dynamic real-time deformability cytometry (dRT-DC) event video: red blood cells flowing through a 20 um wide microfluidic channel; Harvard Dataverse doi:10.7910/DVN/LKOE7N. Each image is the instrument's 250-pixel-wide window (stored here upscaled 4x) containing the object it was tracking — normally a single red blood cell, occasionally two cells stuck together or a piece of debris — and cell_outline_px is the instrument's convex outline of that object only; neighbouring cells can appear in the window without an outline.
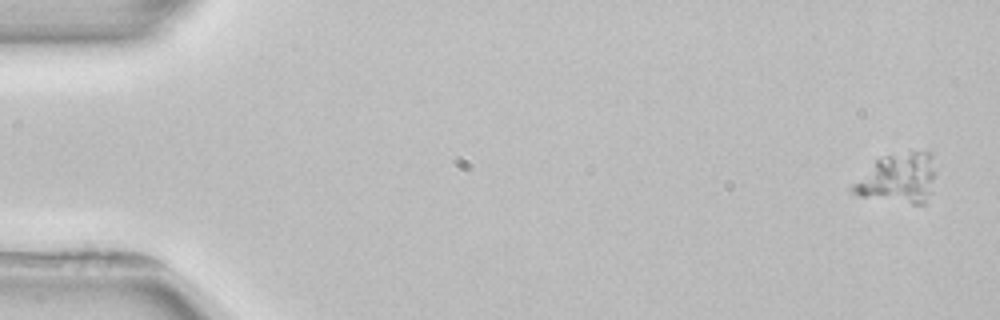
{"species": "common noctule bat (a hibernating species)", "species_latin": "Nyctalus noctula", "temperature_condition": "room temperature", "stored_images_in_passage": 5, "camera_frame_rate_fps": 3000, "um_per_image_px": 0.085, "animal": {"sex": "female", "body_mass_g": 22.7, "forearm_length_mm": 54.2}, "frame": {"image": 1, "passage_image": 1, "time_ms": 0.0, "image_size_px": [1000, 320], "cell_outline_px": [[936, 172], [932, 192], [924, 204], [912, 204], [860, 196], [848, 192], [848, 188], [876, 160], [884, 156], [908, 148], [932, 152]], "centroid_in_image_um": [76.38, 15.11], "position_along_channel_um": 8.6, "area_um2": 24.97}}
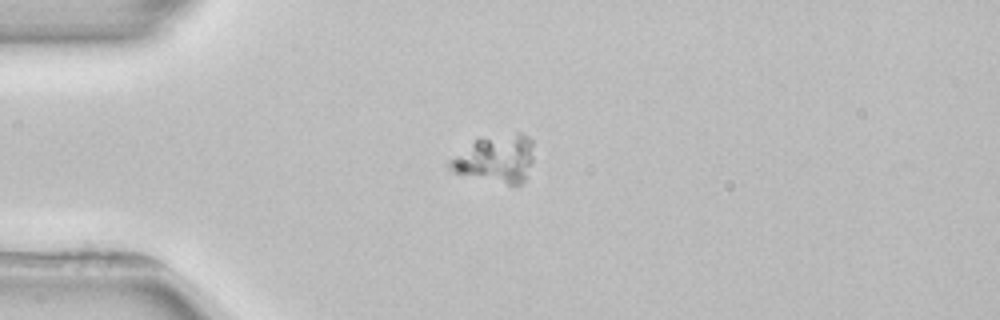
{"frame": {"image": 2, "passage_image": 4, "time_ms": 4.0, "image_size_px": [1000, 320], "cell_outline_px": [[532, 160], [524, 180], [520, 184], [508, 184], [460, 176], [448, 172], [444, 164], [448, 160], [476, 140], [516, 132], [520, 132], [528, 136], [532, 140]], "centroid_in_image_um": [42.05, 13.53], "position_along_channel_um": 42.9, "area_um2": 23.52}}